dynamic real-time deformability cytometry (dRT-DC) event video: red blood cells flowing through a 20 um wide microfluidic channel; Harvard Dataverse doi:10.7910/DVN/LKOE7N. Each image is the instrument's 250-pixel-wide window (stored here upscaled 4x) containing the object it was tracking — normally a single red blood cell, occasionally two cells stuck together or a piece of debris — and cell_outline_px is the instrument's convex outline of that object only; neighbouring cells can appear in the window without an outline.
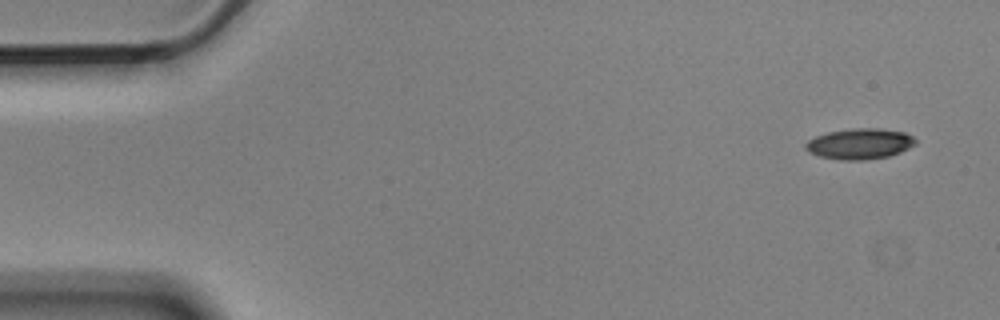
{"species": "Egyptian fruit bat (a non-hibernating species)", "species_latin": "Rousettus aegyptiacus", "temperature_condition": "cold", "stored_images_in_passage": 6, "camera_frame_rate_fps": 3000, "um_per_image_px": 0.085, "animal": {"sex": "male"}, "frame": {"image": 1, "passage_image": 1, "time_ms": 0.0, "image_size_px": [1000, 320], "cell_outline_px": [[916, 144], [900, 152], [888, 156], [864, 160], [840, 160], [820, 156], [808, 152], [804, 148], [804, 144], [808, 140], [816, 136], [828, 132], [852, 128], [876, 128], [904, 132], [912, 136], [916, 140]], "centroid_in_image_um": [73.05, 12.22], "position_along_channel_um": 11.9, "area_um2": 19.65}}
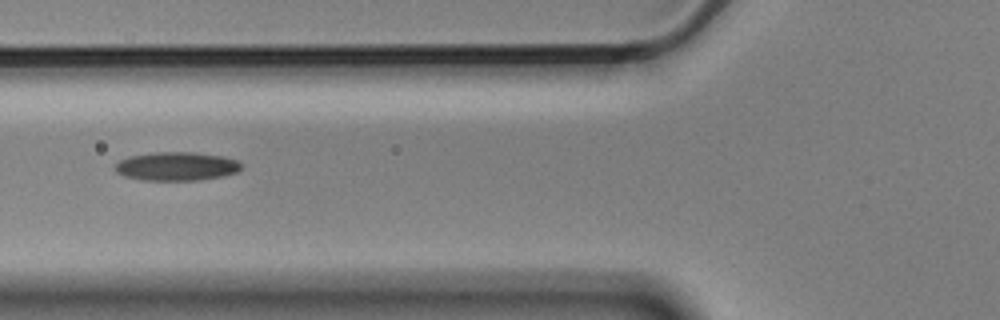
{"frame": {"image": 2, "passage_image": 6, "time_ms": 1.667, "image_size_px": [1000, 320], "cell_outline_px": [[240, 168], [236, 172], [220, 176], [200, 180], [144, 180], [124, 176], [116, 172], [112, 168], [120, 160], [128, 156], [156, 152], [192, 152], [224, 156], [236, 160], [240, 164]], "centroid_in_image_um": [14.95, 14.13], "position_along_channel_um": 110.9, "area_um2": 20.98}}